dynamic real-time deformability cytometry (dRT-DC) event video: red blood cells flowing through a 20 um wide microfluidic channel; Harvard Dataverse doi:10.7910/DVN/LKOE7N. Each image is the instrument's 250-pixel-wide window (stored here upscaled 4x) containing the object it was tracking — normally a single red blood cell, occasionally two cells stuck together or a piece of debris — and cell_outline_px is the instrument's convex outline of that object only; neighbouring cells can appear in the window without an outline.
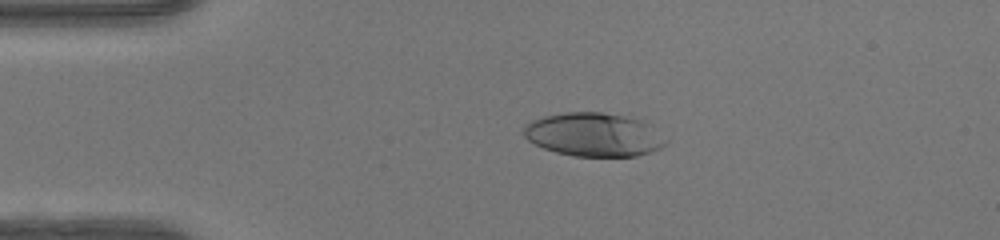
{"species": "human", "species_latin": "Homo sapiens", "temperature_condition": "warm", "stored_images_in_passage": 49, "camera_frame_rate_fps": 3000, "um_per_image_px": 0.085, "donor": {"sex": "female"}, "frame": {"image": 1, "passage_image": 11, "time_ms": 3.333, "image_size_px": [1000, 240], "cell_outline_px": [[668, 140], [660, 148], [636, 156], [572, 156], [556, 152], [544, 148], [528, 140], [524, 136], [524, 124], [532, 120], [544, 116], [564, 112], [600, 112], [628, 116], [644, 120], [652, 124]], "centroid_in_image_um": [50.5, 11.43], "position_along_channel_um": 34.5, "area_um2": 36.36}}
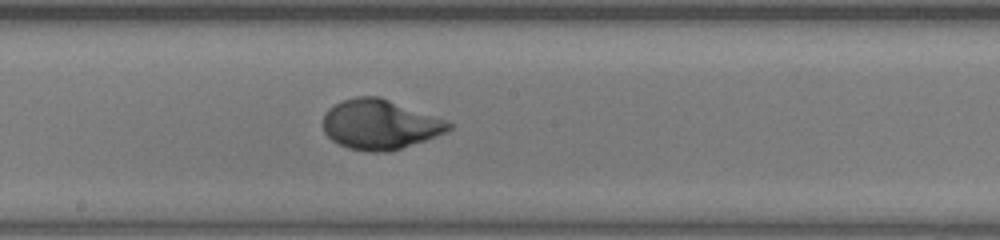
{"frame": {"image": 2, "passage_image": 27, "time_ms": 8.667, "image_size_px": [1000, 240], "cell_outline_px": [[452, 128], [448, 132], [388, 152], [368, 152], [348, 148], [332, 140], [324, 132], [324, 112], [328, 108], [344, 100], [356, 96], [380, 96], [448, 120], [452, 124]], "centroid_in_image_um": [32.31, 10.57], "position_along_channel_um": 215.9, "area_um2": 36.53}}
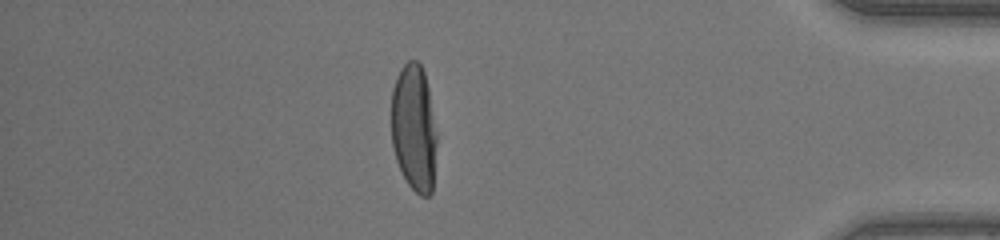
{"frame": {"image": 3, "passage_image": 43, "time_ms": 14.0, "image_size_px": [1000, 240], "cell_outline_px": [[436, 144], [432, 192], [428, 196], [420, 196], [408, 184], [396, 160], [392, 144], [392, 88], [396, 76], [400, 68], [408, 60], [416, 60], [420, 64], [424, 72], [428, 88], [436, 132]], "centroid_in_image_um": [35.18, 10.86], "position_along_channel_um": 400.0, "area_um2": 33.52}, "authors_computed_cell_mechanics": {"area_um2": 36.3562, "velocity_mm_per_s": 4.2196, "shape_relaxation_time_tau1_ms": 3.3855, "shape_relaxation_time_tau2_ms": null, "deformation_change_tau1": 0.2472, "deformation_change_tau2": null}}